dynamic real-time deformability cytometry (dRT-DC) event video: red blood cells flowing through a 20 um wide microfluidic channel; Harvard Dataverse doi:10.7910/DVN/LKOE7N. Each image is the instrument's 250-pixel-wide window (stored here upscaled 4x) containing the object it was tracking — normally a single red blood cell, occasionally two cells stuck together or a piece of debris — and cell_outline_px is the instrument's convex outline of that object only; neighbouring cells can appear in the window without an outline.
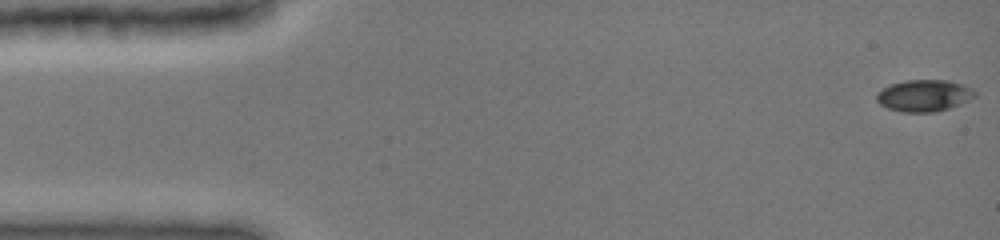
{"species": "common noctule bat (a hibernating species)", "species_latin": "Nyctalus noctula", "temperature_condition": "cold", "stored_images_in_passage": 48, "camera_frame_rate_fps": 3000, "um_per_image_px": 0.085, "animal": {"sex": "female", "body_mass_g": 19.0, "forearm_length_mm": 51.5}, "frame": {"image": 1, "passage_image": 1, "time_ms": 0.0, "image_size_px": [1000, 240], "cell_outline_px": [[976, 96], [960, 104], [936, 112], [900, 112], [888, 108], [880, 104], [876, 100], [876, 96], [884, 88], [892, 84], [904, 80], [948, 80], [964, 84], [972, 88], [976, 92]], "centroid_in_image_um": [78.58, 8.12], "position_along_channel_um": 6.4, "area_um2": 18.15}}
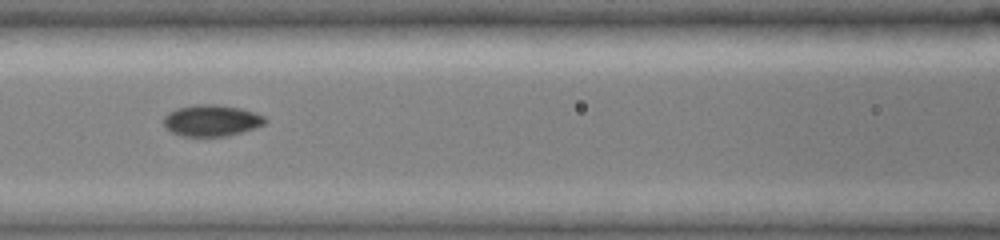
{"frame": {"image": 2, "passage_image": 21, "time_ms": 6.667, "image_size_px": [1000, 240], "cell_outline_px": [[268, 120], [264, 124], [256, 128], [228, 136], [180, 136], [164, 128], [164, 116], [168, 112], [176, 108], [196, 104], [216, 104], [240, 108], [264, 116]], "centroid_in_image_um": [17.96, 10.24], "position_along_channel_um": 148.6, "area_um2": 18.73}}
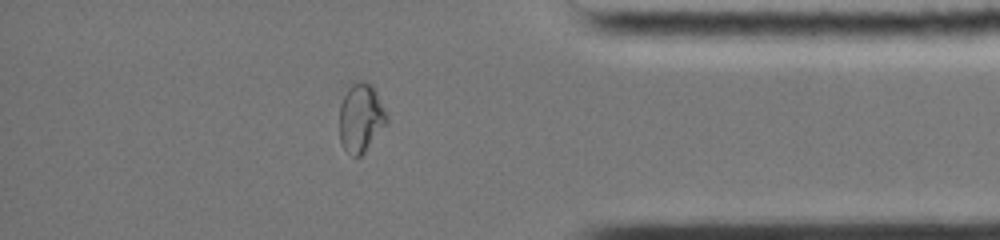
{"frame": {"image": 3, "passage_image": 41, "time_ms": 13.333, "image_size_px": [1000, 240], "cell_outline_px": [[388, 120], [364, 152], [360, 156], [352, 156], [344, 148], [340, 140], [340, 104], [348, 88], [356, 80], [364, 80], [372, 84], [388, 116]], "centroid_in_image_um": [30.66, 9.98], "position_along_channel_um": 404.5, "area_um2": 18.67}, "authors_computed_cell_mechanics": {"area_um2": 18.2359, "velocity_mm_per_s": 4.0107, "shape_relaxation_time_tau1_ms": null, "shape_relaxation_time_tau2_ms": 1.2036, "deformation_change_tau1": null, "deformation_change_tau2": 0.0372}}